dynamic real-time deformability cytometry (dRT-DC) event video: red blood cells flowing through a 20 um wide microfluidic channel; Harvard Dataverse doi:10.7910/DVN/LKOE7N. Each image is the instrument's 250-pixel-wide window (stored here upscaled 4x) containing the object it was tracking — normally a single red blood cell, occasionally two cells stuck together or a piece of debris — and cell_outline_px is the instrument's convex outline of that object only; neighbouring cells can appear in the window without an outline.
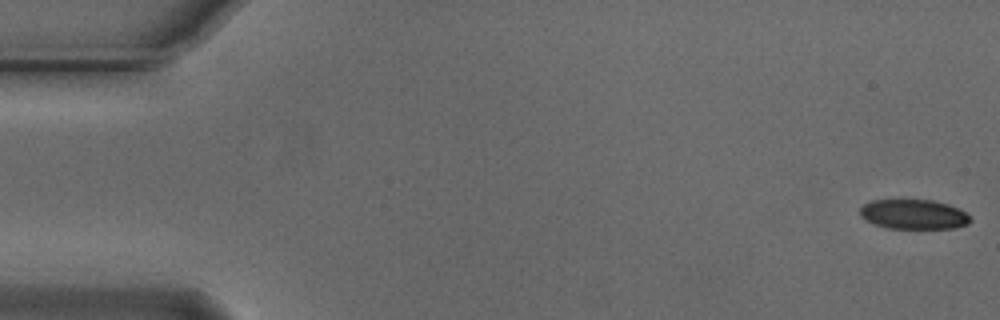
{"species": "Egyptian fruit bat (a non-hibernating species)", "species_latin": "Rousettus aegyptiacus", "temperature_condition": "cold", "stored_images_in_passage": 53, "camera_frame_rate_fps": 3000, "um_per_image_px": 0.085, "animal": {"sex": "male"}, "frame": {"image": 1, "passage_image": 1, "time_ms": 0.0, "image_size_px": [1000, 320], "cell_outline_px": [[972, 220], [968, 224], [956, 228], [888, 228], [876, 224], [860, 216], [860, 208], [864, 204], [872, 200], [932, 200], [948, 204], [964, 212]], "centroid_in_image_um": [77.66, 18.21], "position_along_channel_um": 7.3, "area_um2": 18.84}}
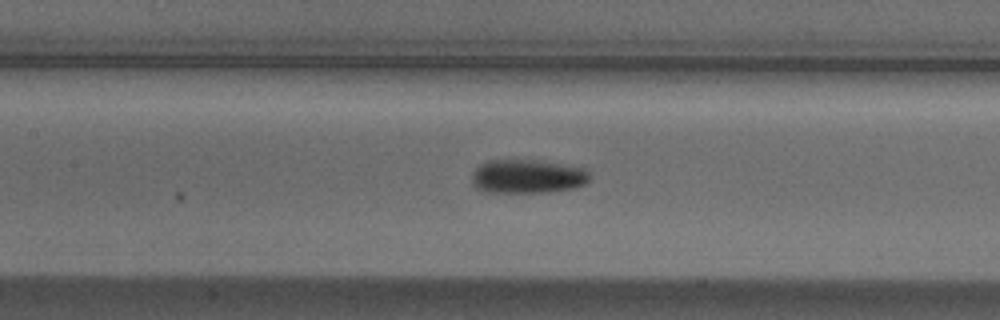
{"frame": {"image": 2, "passage_image": 25, "time_ms": 8.0, "image_size_px": [1000, 320], "cell_outline_px": [[592, 176], [588, 184], [576, 188], [548, 192], [484, 192], [476, 188], [472, 184], [472, 172], [480, 164], [488, 160], [536, 160], [588, 168]], "centroid_in_image_um": [44.9, 15.0], "position_along_channel_um": 162.5, "area_um2": 23.76}}
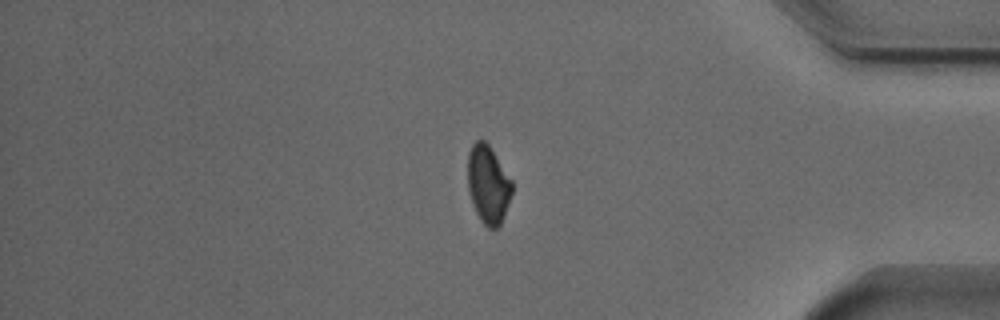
{"frame": {"image": 3, "passage_image": 46, "time_ms": 15.0, "image_size_px": [1000, 320], "cell_outline_px": [[512, 192], [504, 216], [500, 224], [496, 228], [488, 228], [480, 220], [476, 212], [468, 188], [468, 152], [472, 144], [476, 140], [484, 140], [488, 144], [512, 180]], "centroid_in_image_um": [41.49, 15.67], "position_along_channel_um": 393.7, "area_um2": 19.94}, "authors_computed_cell_mechanics": {"area_um2": 21.3282, "velocity_mm_per_s": 3.7308, "shape_relaxation_time_tau1_ms": 2.8196, "shape_relaxation_time_tau2_ms": null, "deformation_change_tau1": 0.0991, "deformation_change_tau2": null}}